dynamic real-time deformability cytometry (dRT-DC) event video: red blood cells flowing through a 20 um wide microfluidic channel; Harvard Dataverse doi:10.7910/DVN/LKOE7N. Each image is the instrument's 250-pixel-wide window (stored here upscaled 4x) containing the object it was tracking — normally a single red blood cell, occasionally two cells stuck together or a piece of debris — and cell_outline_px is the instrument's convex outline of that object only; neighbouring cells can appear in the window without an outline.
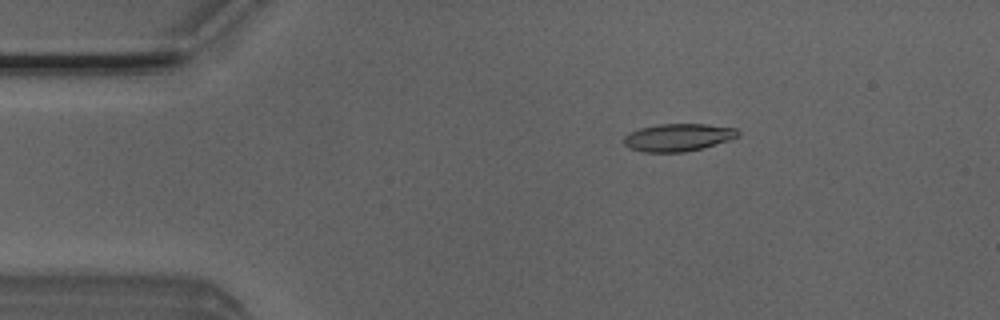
{"species": "Egyptian fruit bat (a non-hibernating species)", "species_latin": "Rousettus aegyptiacus", "temperature_condition": "room temperature", "stored_images_in_passage": 34, "camera_frame_rate_fps": 3000, "um_per_image_px": 0.085, "animal": {"sex": "male"}, "frame": {"image": 1, "passage_image": 9, "time_ms": 2.667, "image_size_px": [1000, 320], "cell_outline_px": [[740, 136], [728, 140], [700, 148], [684, 152], [644, 152], [628, 148], [624, 144], [624, 136], [640, 128], [660, 124], [704, 124], [736, 128], [740, 132]], "centroid_in_image_um": [57.63, 11.68], "position_along_channel_um": 27.4, "area_um2": 18.15}}
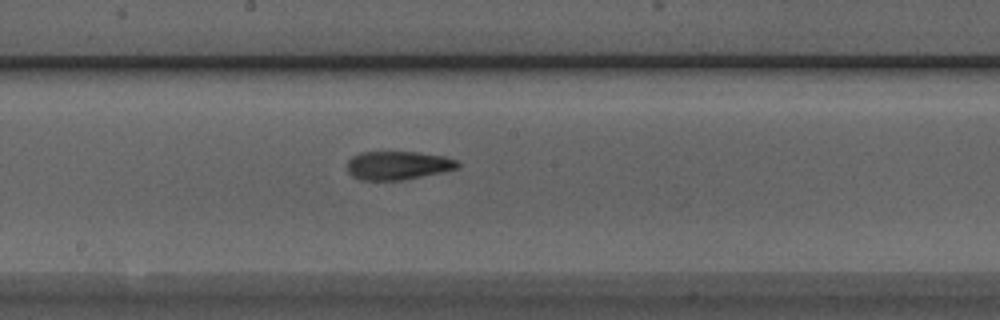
{"frame": {"image": 2, "passage_image": 27, "time_ms": 8.667, "image_size_px": [1000, 320], "cell_outline_px": [[460, 168], [444, 172], [404, 180], [360, 180], [352, 176], [348, 172], [348, 160], [352, 156], [360, 152], [416, 152], [444, 156], [456, 160], [460, 164]], "centroid_in_image_um": [33.84, 14.06], "position_along_channel_um": 214.4, "area_um2": 18.55}}
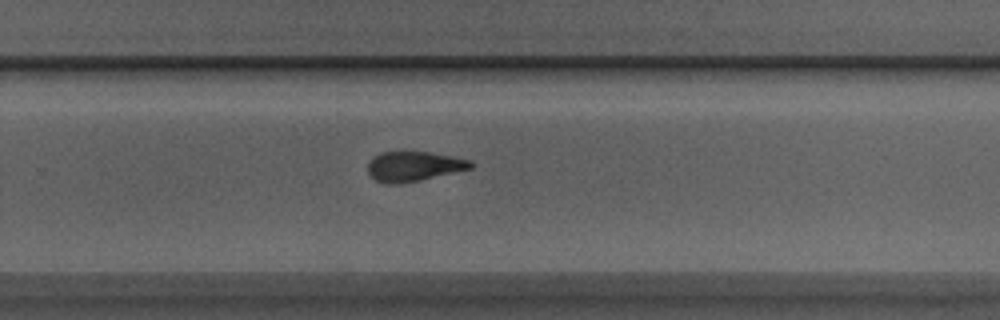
{"frame": {"image": 3, "passage_image": 33, "time_ms": 10.667, "image_size_px": [1000, 320], "cell_outline_px": [[476, 164], [472, 168], [420, 180], [396, 184], [384, 184], [376, 180], [368, 172], [368, 164], [372, 156], [380, 152], [428, 152], [452, 156], [472, 160]], "centroid_in_image_um": [35.18, 14.13], "position_along_channel_um": 294.6, "area_um2": 17.92}}